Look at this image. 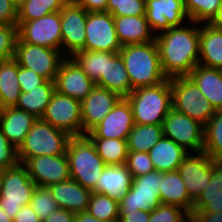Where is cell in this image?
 <instances>
[{
	"label": "cell",
	"mask_w": 222,
	"mask_h": 222,
	"mask_svg": "<svg viewBox=\"0 0 222 222\" xmlns=\"http://www.w3.org/2000/svg\"><path fill=\"white\" fill-rule=\"evenodd\" d=\"M188 222H206V221L199 213L189 211L188 212Z\"/></svg>",
	"instance_id": "54"
},
{
	"label": "cell",
	"mask_w": 222,
	"mask_h": 222,
	"mask_svg": "<svg viewBox=\"0 0 222 222\" xmlns=\"http://www.w3.org/2000/svg\"><path fill=\"white\" fill-rule=\"evenodd\" d=\"M106 165H124L128 156L127 139L90 138Z\"/></svg>",
	"instance_id": "35"
},
{
	"label": "cell",
	"mask_w": 222,
	"mask_h": 222,
	"mask_svg": "<svg viewBox=\"0 0 222 222\" xmlns=\"http://www.w3.org/2000/svg\"><path fill=\"white\" fill-rule=\"evenodd\" d=\"M119 201L108 195L92 192L87 212L97 219L107 222H119Z\"/></svg>",
	"instance_id": "38"
},
{
	"label": "cell",
	"mask_w": 222,
	"mask_h": 222,
	"mask_svg": "<svg viewBox=\"0 0 222 222\" xmlns=\"http://www.w3.org/2000/svg\"><path fill=\"white\" fill-rule=\"evenodd\" d=\"M212 24L222 27V3H221V6H220L219 13H218L216 19L212 22Z\"/></svg>",
	"instance_id": "55"
},
{
	"label": "cell",
	"mask_w": 222,
	"mask_h": 222,
	"mask_svg": "<svg viewBox=\"0 0 222 222\" xmlns=\"http://www.w3.org/2000/svg\"><path fill=\"white\" fill-rule=\"evenodd\" d=\"M206 222H222V211L216 213H199Z\"/></svg>",
	"instance_id": "53"
},
{
	"label": "cell",
	"mask_w": 222,
	"mask_h": 222,
	"mask_svg": "<svg viewBox=\"0 0 222 222\" xmlns=\"http://www.w3.org/2000/svg\"><path fill=\"white\" fill-rule=\"evenodd\" d=\"M59 208L74 214L87 212L92 191L73 179L48 187Z\"/></svg>",
	"instance_id": "21"
},
{
	"label": "cell",
	"mask_w": 222,
	"mask_h": 222,
	"mask_svg": "<svg viewBox=\"0 0 222 222\" xmlns=\"http://www.w3.org/2000/svg\"><path fill=\"white\" fill-rule=\"evenodd\" d=\"M36 187L23 164L5 169L0 191V207L13 220L22 206L30 204Z\"/></svg>",
	"instance_id": "7"
},
{
	"label": "cell",
	"mask_w": 222,
	"mask_h": 222,
	"mask_svg": "<svg viewBox=\"0 0 222 222\" xmlns=\"http://www.w3.org/2000/svg\"><path fill=\"white\" fill-rule=\"evenodd\" d=\"M193 212L216 213L222 211V161L211 159V179L194 203Z\"/></svg>",
	"instance_id": "29"
},
{
	"label": "cell",
	"mask_w": 222,
	"mask_h": 222,
	"mask_svg": "<svg viewBox=\"0 0 222 222\" xmlns=\"http://www.w3.org/2000/svg\"><path fill=\"white\" fill-rule=\"evenodd\" d=\"M12 1L17 7H19L20 5H22L24 2L28 0H12Z\"/></svg>",
	"instance_id": "59"
},
{
	"label": "cell",
	"mask_w": 222,
	"mask_h": 222,
	"mask_svg": "<svg viewBox=\"0 0 222 222\" xmlns=\"http://www.w3.org/2000/svg\"><path fill=\"white\" fill-rule=\"evenodd\" d=\"M54 91L55 82L46 80L27 93L21 92L15 107L33 114L36 118H41Z\"/></svg>",
	"instance_id": "32"
},
{
	"label": "cell",
	"mask_w": 222,
	"mask_h": 222,
	"mask_svg": "<svg viewBox=\"0 0 222 222\" xmlns=\"http://www.w3.org/2000/svg\"><path fill=\"white\" fill-rule=\"evenodd\" d=\"M203 151L215 161H222V109L216 110L204 125Z\"/></svg>",
	"instance_id": "36"
},
{
	"label": "cell",
	"mask_w": 222,
	"mask_h": 222,
	"mask_svg": "<svg viewBox=\"0 0 222 222\" xmlns=\"http://www.w3.org/2000/svg\"><path fill=\"white\" fill-rule=\"evenodd\" d=\"M54 82L57 92L80 101L96 86L71 57L62 61Z\"/></svg>",
	"instance_id": "19"
},
{
	"label": "cell",
	"mask_w": 222,
	"mask_h": 222,
	"mask_svg": "<svg viewBox=\"0 0 222 222\" xmlns=\"http://www.w3.org/2000/svg\"><path fill=\"white\" fill-rule=\"evenodd\" d=\"M17 26L23 42L62 51L60 11L32 21H17Z\"/></svg>",
	"instance_id": "12"
},
{
	"label": "cell",
	"mask_w": 222,
	"mask_h": 222,
	"mask_svg": "<svg viewBox=\"0 0 222 222\" xmlns=\"http://www.w3.org/2000/svg\"><path fill=\"white\" fill-rule=\"evenodd\" d=\"M160 202L181 207L186 212L192 211L194 202L191 200L178 170L161 172Z\"/></svg>",
	"instance_id": "27"
},
{
	"label": "cell",
	"mask_w": 222,
	"mask_h": 222,
	"mask_svg": "<svg viewBox=\"0 0 222 222\" xmlns=\"http://www.w3.org/2000/svg\"><path fill=\"white\" fill-rule=\"evenodd\" d=\"M95 84L117 93L122 98H126L131 93L133 89L129 75L119 53H115L107 60L106 77H100Z\"/></svg>",
	"instance_id": "30"
},
{
	"label": "cell",
	"mask_w": 222,
	"mask_h": 222,
	"mask_svg": "<svg viewBox=\"0 0 222 222\" xmlns=\"http://www.w3.org/2000/svg\"><path fill=\"white\" fill-rule=\"evenodd\" d=\"M41 119L71 137L83 135L81 101L56 90Z\"/></svg>",
	"instance_id": "9"
},
{
	"label": "cell",
	"mask_w": 222,
	"mask_h": 222,
	"mask_svg": "<svg viewBox=\"0 0 222 222\" xmlns=\"http://www.w3.org/2000/svg\"><path fill=\"white\" fill-rule=\"evenodd\" d=\"M148 153L155 170L170 172L178 170L182 160L189 152L172 139L163 136Z\"/></svg>",
	"instance_id": "28"
},
{
	"label": "cell",
	"mask_w": 222,
	"mask_h": 222,
	"mask_svg": "<svg viewBox=\"0 0 222 222\" xmlns=\"http://www.w3.org/2000/svg\"><path fill=\"white\" fill-rule=\"evenodd\" d=\"M71 179L92 192L106 164L87 135L71 137L66 151Z\"/></svg>",
	"instance_id": "4"
},
{
	"label": "cell",
	"mask_w": 222,
	"mask_h": 222,
	"mask_svg": "<svg viewBox=\"0 0 222 222\" xmlns=\"http://www.w3.org/2000/svg\"><path fill=\"white\" fill-rule=\"evenodd\" d=\"M145 15L155 35L190 21L184 0H146Z\"/></svg>",
	"instance_id": "17"
},
{
	"label": "cell",
	"mask_w": 222,
	"mask_h": 222,
	"mask_svg": "<svg viewBox=\"0 0 222 222\" xmlns=\"http://www.w3.org/2000/svg\"><path fill=\"white\" fill-rule=\"evenodd\" d=\"M122 99L106 88L95 86L81 101L83 135H87Z\"/></svg>",
	"instance_id": "18"
},
{
	"label": "cell",
	"mask_w": 222,
	"mask_h": 222,
	"mask_svg": "<svg viewBox=\"0 0 222 222\" xmlns=\"http://www.w3.org/2000/svg\"><path fill=\"white\" fill-rule=\"evenodd\" d=\"M4 171H5V169L0 167V191H1V187H2V180H3Z\"/></svg>",
	"instance_id": "58"
},
{
	"label": "cell",
	"mask_w": 222,
	"mask_h": 222,
	"mask_svg": "<svg viewBox=\"0 0 222 222\" xmlns=\"http://www.w3.org/2000/svg\"><path fill=\"white\" fill-rule=\"evenodd\" d=\"M70 0H28L18 7L17 21H32L60 11Z\"/></svg>",
	"instance_id": "37"
},
{
	"label": "cell",
	"mask_w": 222,
	"mask_h": 222,
	"mask_svg": "<svg viewBox=\"0 0 222 222\" xmlns=\"http://www.w3.org/2000/svg\"><path fill=\"white\" fill-rule=\"evenodd\" d=\"M119 222H149L150 211H119Z\"/></svg>",
	"instance_id": "48"
},
{
	"label": "cell",
	"mask_w": 222,
	"mask_h": 222,
	"mask_svg": "<svg viewBox=\"0 0 222 222\" xmlns=\"http://www.w3.org/2000/svg\"><path fill=\"white\" fill-rule=\"evenodd\" d=\"M18 7L12 0H0V24L17 25Z\"/></svg>",
	"instance_id": "47"
},
{
	"label": "cell",
	"mask_w": 222,
	"mask_h": 222,
	"mask_svg": "<svg viewBox=\"0 0 222 222\" xmlns=\"http://www.w3.org/2000/svg\"><path fill=\"white\" fill-rule=\"evenodd\" d=\"M125 165L133 178L155 170L148 152L129 151Z\"/></svg>",
	"instance_id": "42"
},
{
	"label": "cell",
	"mask_w": 222,
	"mask_h": 222,
	"mask_svg": "<svg viewBox=\"0 0 222 222\" xmlns=\"http://www.w3.org/2000/svg\"><path fill=\"white\" fill-rule=\"evenodd\" d=\"M172 108L205 125L215 114V108L204 97L189 76L170 78Z\"/></svg>",
	"instance_id": "6"
},
{
	"label": "cell",
	"mask_w": 222,
	"mask_h": 222,
	"mask_svg": "<svg viewBox=\"0 0 222 222\" xmlns=\"http://www.w3.org/2000/svg\"><path fill=\"white\" fill-rule=\"evenodd\" d=\"M18 81L21 92H29L42 85L46 79L35 73L33 70L18 65Z\"/></svg>",
	"instance_id": "46"
},
{
	"label": "cell",
	"mask_w": 222,
	"mask_h": 222,
	"mask_svg": "<svg viewBox=\"0 0 222 222\" xmlns=\"http://www.w3.org/2000/svg\"><path fill=\"white\" fill-rule=\"evenodd\" d=\"M18 149L3 135L0 130V167L9 169L19 164Z\"/></svg>",
	"instance_id": "44"
},
{
	"label": "cell",
	"mask_w": 222,
	"mask_h": 222,
	"mask_svg": "<svg viewBox=\"0 0 222 222\" xmlns=\"http://www.w3.org/2000/svg\"><path fill=\"white\" fill-rule=\"evenodd\" d=\"M175 222H188V212H185L178 220Z\"/></svg>",
	"instance_id": "57"
},
{
	"label": "cell",
	"mask_w": 222,
	"mask_h": 222,
	"mask_svg": "<svg viewBox=\"0 0 222 222\" xmlns=\"http://www.w3.org/2000/svg\"><path fill=\"white\" fill-rule=\"evenodd\" d=\"M0 222H13V220L0 207Z\"/></svg>",
	"instance_id": "56"
},
{
	"label": "cell",
	"mask_w": 222,
	"mask_h": 222,
	"mask_svg": "<svg viewBox=\"0 0 222 222\" xmlns=\"http://www.w3.org/2000/svg\"><path fill=\"white\" fill-rule=\"evenodd\" d=\"M74 222H107L95 218L90 215L88 212L77 213L74 218Z\"/></svg>",
	"instance_id": "52"
},
{
	"label": "cell",
	"mask_w": 222,
	"mask_h": 222,
	"mask_svg": "<svg viewBox=\"0 0 222 222\" xmlns=\"http://www.w3.org/2000/svg\"><path fill=\"white\" fill-rule=\"evenodd\" d=\"M37 119L33 114L16 107L2 108L0 111V130L18 149Z\"/></svg>",
	"instance_id": "22"
},
{
	"label": "cell",
	"mask_w": 222,
	"mask_h": 222,
	"mask_svg": "<svg viewBox=\"0 0 222 222\" xmlns=\"http://www.w3.org/2000/svg\"><path fill=\"white\" fill-rule=\"evenodd\" d=\"M134 124L131 105L126 98H122L87 136L89 138L127 139Z\"/></svg>",
	"instance_id": "20"
},
{
	"label": "cell",
	"mask_w": 222,
	"mask_h": 222,
	"mask_svg": "<svg viewBox=\"0 0 222 222\" xmlns=\"http://www.w3.org/2000/svg\"><path fill=\"white\" fill-rule=\"evenodd\" d=\"M178 171L191 200L195 203L211 179V158L204 152H189Z\"/></svg>",
	"instance_id": "16"
},
{
	"label": "cell",
	"mask_w": 222,
	"mask_h": 222,
	"mask_svg": "<svg viewBox=\"0 0 222 222\" xmlns=\"http://www.w3.org/2000/svg\"><path fill=\"white\" fill-rule=\"evenodd\" d=\"M37 186L49 187L71 179L67 154L42 155L29 158L23 164Z\"/></svg>",
	"instance_id": "15"
},
{
	"label": "cell",
	"mask_w": 222,
	"mask_h": 222,
	"mask_svg": "<svg viewBox=\"0 0 222 222\" xmlns=\"http://www.w3.org/2000/svg\"><path fill=\"white\" fill-rule=\"evenodd\" d=\"M215 110L222 109V69L196 65L188 75Z\"/></svg>",
	"instance_id": "26"
},
{
	"label": "cell",
	"mask_w": 222,
	"mask_h": 222,
	"mask_svg": "<svg viewBox=\"0 0 222 222\" xmlns=\"http://www.w3.org/2000/svg\"><path fill=\"white\" fill-rule=\"evenodd\" d=\"M17 38V25L0 24V61L14 58Z\"/></svg>",
	"instance_id": "43"
},
{
	"label": "cell",
	"mask_w": 222,
	"mask_h": 222,
	"mask_svg": "<svg viewBox=\"0 0 222 222\" xmlns=\"http://www.w3.org/2000/svg\"><path fill=\"white\" fill-rule=\"evenodd\" d=\"M115 30L121 46L128 44H143L155 41L146 15L113 16Z\"/></svg>",
	"instance_id": "24"
},
{
	"label": "cell",
	"mask_w": 222,
	"mask_h": 222,
	"mask_svg": "<svg viewBox=\"0 0 222 222\" xmlns=\"http://www.w3.org/2000/svg\"><path fill=\"white\" fill-rule=\"evenodd\" d=\"M222 0H184L186 12L191 21L212 23L220 10Z\"/></svg>",
	"instance_id": "39"
},
{
	"label": "cell",
	"mask_w": 222,
	"mask_h": 222,
	"mask_svg": "<svg viewBox=\"0 0 222 222\" xmlns=\"http://www.w3.org/2000/svg\"><path fill=\"white\" fill-rule=\"evenodd\" d=\"M87 12H107L108 0H72Z\"/></svg>",
	"instance_id": "49"
},
{
	"label": "cell",
	"mask_w": 222,
	"mask_h": 222,
	"mask_svg": "<svg viewBox=\"0 0 222 222\" xmlns=\"http://www.w3.org/2000/svg\"><path fill=\"white\" fill-rule=\"evenodd\" d=\"M30 205L41 222L59 208L49 188L40 186L34 190Z\"/></svg>",
	"instance_id": "40"
},
{
	"label": "cell",
	"mask_w": 222,
	"mask_h": 222,
	"mask_svg": "<svg viewBox=\"0 0 222 222\" xmlns=\"http://www.w3.org/2000/svg\"><path fill=\"white\" fill-rule=\"evenodd\" d=\"M20 94L17 61L14 58L0 61V108L15 107Z\"/></svg>",
	"instance_id": "31"
},
{
	"label": "cell",
	"mask_w": 222,
	"mask_h": 222,
	"mask_svg": "<svg viewBox=\"0 0 222 222\" xmlns=\"http://www.w3.org/2000/svg\"><path fill=\"white\" fill-rule=\"evenodd\" d=\"M13 222H41L37 214L33 211L31 205L22 206L15 215Z\"/></svg>",
	"instance_id": "50"
},
{
	"label": "cell",
	"mask_w": 222,
	"mask_h": 222,
	"mask_svg": "<svg viewBox=\"0 0 222 222\" xmlns=\"http://www.w3.org/2000/svg\"><path fill=\"white\" fill-rule=\"evenodd\" d=\"M163 136L162 124L135 123L127 137L128 151L148 152Z\"/></svg>",
	"instance_id": "33"
},
{
	"label": "cell",
	"mask_w": 222,
	"mask_h": 222,
	"mask_svg": "<svg viewBox=\"0 0 222 222\" xmlns=\"http://www.w3.org/2000/svg\"><path fill=\"white\" fill-rule=\"evenodd\" d=\"M71 136L38 118L18 148V159L24 164L29 158L65 154Z\"/></svg>",
	"instance_id": "5"
},
{
	"label": "cell",
	"mask_w": 222,
	"mask_h": 222,
	"mask_svg": "<svg viewBox=\"0 0 222 222\" xmlns=\"http://www.w3.org/2000/svg\"><path fill=\"white\" fill-rule=\"evenodd\" d=\"M133 177L124 165H106L93 192L108 195L117 201L130 189Z\"/></svg>",
	"instance_id": "25"
},
{
	"label": "cell",
	"mask_w": 222,
	"mask_h": 222,
	"mask_svg": "<svg viewBox=\"0 0 222 222\" xmlns=\"http://www.w3.org/2000/svg\"><path fill=\"white\" fill-rule=\"evenodd\" d=\"M85 33L83 50L119 53L122 48L109 12H88Z\"/></svg>",
	"instance_id": "13"
},
{
	"label": "cell",
	"mask_w": 222,
	"mask_h": 222,
	"mask_svg": "<svg viewBox=\"0 0 222 222\" xmlns=\"http://www.w3.org/2000/svg\"><path fill=\"white\" fill-rule=\"evenodd\" d=\"M189 23L155 36L161 69L169 79L188 76L199 64V23L191 20Z\"/></svg>",
	"instance_id": "1"
},
{
	"label": "cell",
	"mask_w": 222,
	"mask_h": 222,
	"mask_svg": "<svg viewBox=\"0 0 222 222\" xmlns=\"http://www.w3.org/2000/svg\"><path fill=\"white\" fill-rule=\"evenodd\" d=\"M115 53L105 51H76L71 58L83 69L86 75L96 82L100 77H106L107 60Z\"/></svg>",
	"instance_id": "34"
},
{
	"label": "cell",
	"mask_w": 222,
	"mask_h": 222,
	"mask_svg": "<svg viewBox=\"0 0 222 222\" xmlns=\"http://www.w3.org/2000/svg\"><path fill=\"white\" fill-rule=\"evenodd\" d=\"M87 11L70 0L61 10L62 53L71 57L86 42Z\"/></svg>",
	"instance_id": "14"
},
{
	"label": "cell",
	"mask_w": 222,
	"mask_h": 222,
	"mask_svg": "<svg viewBox=\"0 0 222 222\" xmlns=\"http://www.w3.org/2000/svg\"><path fill=\"white\" fill-rule=\"evenodd\" d=\"M161 172L150 173L133 178L130 189L119 201V211H151L160 202Z\"/></svg>",
	"instance_id": "11"
},
{
	"label": "cell",
	"mask_w": 222,
	"mask_h": 222,
	"mask_svg": "<svg viewBox=\"0 0 222 222\" xmlns=\"http://www.w3.org/2000/svg\"><path fill=\"white\" fill-rule=\"evenodd\" d=\"M107 12L112 16H142L146 14V0H108Z\"/></svg>",
	"instance_id": "41"
},
{
	"label": "cell",
	"mask_w": 222,
	"mask_h": 222,
	"mask_svg": "<svg viewBox=\"0 0 222 222\" xmlns=\"http://www.w3.org/2000/svg\"><path fill=\"white\" fill-rule=\"evenodd\" d=\"M74 213L58 208L55 212L51 213L43 222H74Z\"/></svg>",
	"instance_id": "51"
},
{
	"label": "cell",
	"mask_w": 222,
	"mask_h": 222,
	"mask_svg": "<svg viewBox=\"0 0 222 222\" xmlns=\"http://www.w3.org/2000/svg\"><path fill=\"white\" fill-rule=\"evenodd\" d=\"M199 64L222 69V27L212 23L199 25Z\"/></svg>",
	"instance_id": "23"
},
{
	"label": "cell",
	"mask_w": 222,
	"mask_h": 222,
	"mask_svg": "<svg viewBox=\"0 0 222 222\" xmlns=\"http://www.w3.org/2000/svg\"><path fill=\"white\" fill-rule=\"evenodd\" d=\"M126 99L131 105L134 123L162 124L172 108L170 79L155 86L134 89Z\"/></svg>",
	"instance_id": "3"
},
{
	"label": "cell",
	"mask_w": 222,
	"mask_h": 222,
	"mask_svg": "<svg viewBox=\"0 0 222 222\" xmlns=\"http://www.w3.org/2000/svg\"><path fill=\"white\" fill-rule=\"evenodd\" d=\"M163 135L188 152H201L204 147V125L171 108L162 123Z\"/></svg>",
	"instance_id": "10"
},
{
	"label": "cell",
	"mask_w": 222,
	"mask_h": 222,
	"mask_svg": "<svg viewBox=\"0 0 222 222\" xmlns=\"http://www.w3.org/2000/svg\"><path fill=\"white\" fill-rule=\"evenodd\" d=\"M119 54L124 62L133 90L155 86L167 79L161 69L156 41L124 45Z\"/></svg>",
	"instance_id": "2"
},
{
	"label": "cell",
	"mask_w": 222,
	"mask_h": 222,
	"mask_svg": "<svg viewBox=\"0 0 222 222\" xmlns=\"http://www.w3.org/2000/svg\"><path fill=\"white\" fill-rule=\"evenodd\" d=\"M185 212L184 209L178 206L160 204L150 211L149 222H175Z\"/></svg>",
	"instance_id": "45"
},
{
	"label": "cell",
	"mask_w": 222,
	"mask_h": 222,
	"mask_svg": "<svg viewBox=\"0 0 222 222\" xmlns=\"http://www.w3.org/2000/svg\"><path fill=\"white\" fill-rule=\"evenodd\" d=\"M65 58L61 50L26 43L17 38L14 59L18 65L33 70L47 81H55Z\"/></svg>",
	"instance_id": "8"
}]
</instances>
